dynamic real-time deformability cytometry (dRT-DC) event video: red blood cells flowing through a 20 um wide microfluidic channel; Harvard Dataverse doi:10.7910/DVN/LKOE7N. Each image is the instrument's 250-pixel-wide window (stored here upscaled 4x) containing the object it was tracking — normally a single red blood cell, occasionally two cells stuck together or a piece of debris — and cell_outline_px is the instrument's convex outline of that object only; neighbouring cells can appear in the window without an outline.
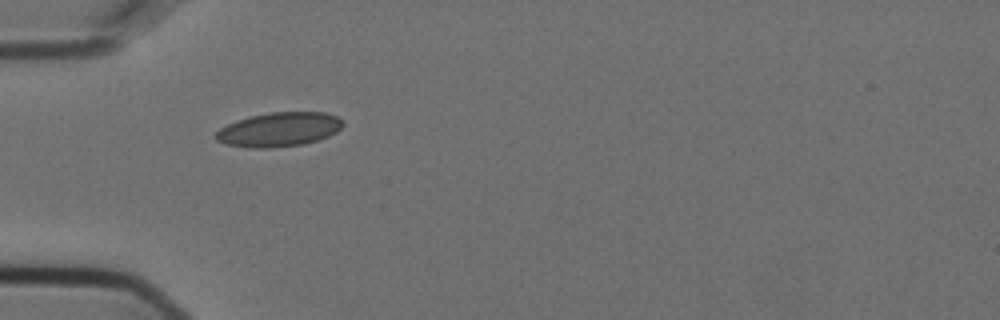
{"species": "Egyptian fruit bat (a non-hibernating species)", "species_latin": "Rousettus aegyptiacus", "temperature_condition": "cold", "stored_images_in_passage": 19, "camera_frame_rate_fps": 3000, "um_per_image_px": 0.085, "animal": {"sex": "female"}, "frame": {"image": 1, "passage_image": 1, "time_ms": 0.0, "image_size_px": [1000, 320], "cell_outline_px": [[344, 124], [336, 132], [328, 136], [304, 144], [272, 148], [248, 148], [224, 144], [216, 140], [216, 132], [220, 128], [236, 120], [248, 116], [272, 112], [324, 112], [336, 116], [344, 120]], "centroid_in_image_um": [23.7, 11.01], "position_along_channel_um": 61.3, "area_um2": 25.49}}
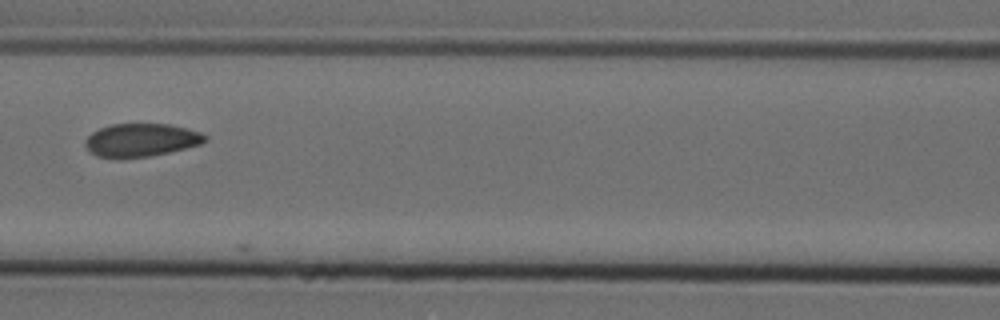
{"frame": {"image": 2, "passage_image": 9, "time_ms": 2.667, "image_size_px": [1000, 320], "cell_outline_px": [[208, 136], [200, 144], [168, 152], [148, 156], [96, 156], [88, 152], [84, 144], [84, 140], [92, 132], [100, 128], [112, 124], [168, 124], [200, 132]], "centroid_in_image_um": [11.95, 11.88], "position_along_channel_um": 154.6, "area_um2": 22.54}}
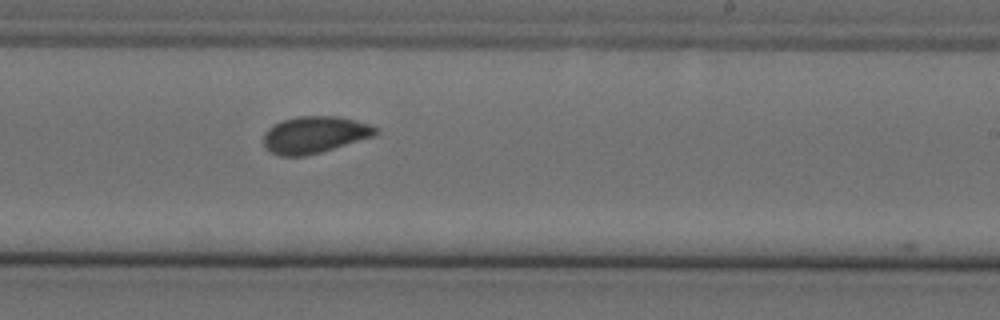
{"frame": {"image": 3, "passage_image": 18, "time_ms": 5.667, "image_size_px": [1000, 320], "cell_outline_px": [[380, 132], [372, 136], [320, 152], [304, 156], [280, 156], [264, 148], [264, 132], [268, 128], [284, 120], [300, 116], [336, 116], [372, 124], [380, 128]], "centroid_in_image_um": [26.75, 11.45], "position_along_channel_um": 262.2, "area_um2": 23.87}}